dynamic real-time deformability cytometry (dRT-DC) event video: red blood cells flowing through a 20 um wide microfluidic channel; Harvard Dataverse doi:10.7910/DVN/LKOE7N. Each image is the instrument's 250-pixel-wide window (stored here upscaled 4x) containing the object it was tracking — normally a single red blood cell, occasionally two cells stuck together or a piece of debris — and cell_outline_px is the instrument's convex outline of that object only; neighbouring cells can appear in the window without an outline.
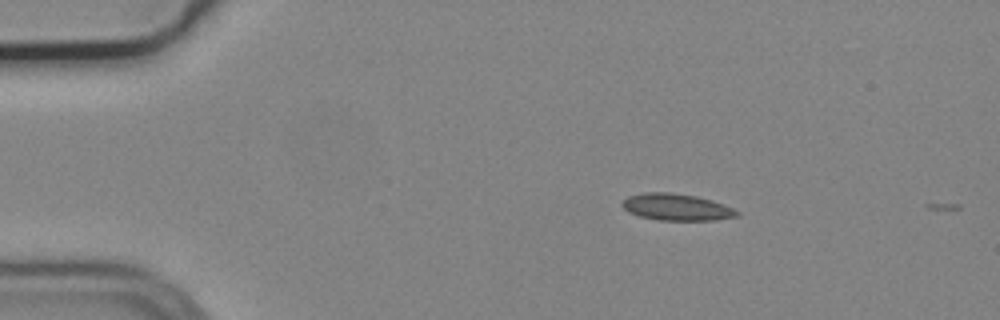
{"species": "common noctule bat (a hibernating species)", "species_latin": "Nyctalus noctula", "temperature_condition": "cold", "stored_images_in_passage": 3, "camera_frame_rate_fps": 3000, "um_per_image_px": 0.085, "animal": {"sex": "male", "body_mass_g": 19.2, "forearm_length_mm": 51.8}, "frame": {"image": 1, "passage_image": 1, "time_ms": 0.0, "image_size_px": [1000, 320], "cell_outline_px": [[740, 216], [716, 220], [660, 220], [640, 216], [628, 212], [620, 204], [628, 196], [644, 192], [668, 192], [696, 196], [712, 200], [724, 204], [740, 212]], "centroid_in_image_um": [57.52, 17.6], "position_along_channel_um": 27.5, "area_um2": 17.92}}